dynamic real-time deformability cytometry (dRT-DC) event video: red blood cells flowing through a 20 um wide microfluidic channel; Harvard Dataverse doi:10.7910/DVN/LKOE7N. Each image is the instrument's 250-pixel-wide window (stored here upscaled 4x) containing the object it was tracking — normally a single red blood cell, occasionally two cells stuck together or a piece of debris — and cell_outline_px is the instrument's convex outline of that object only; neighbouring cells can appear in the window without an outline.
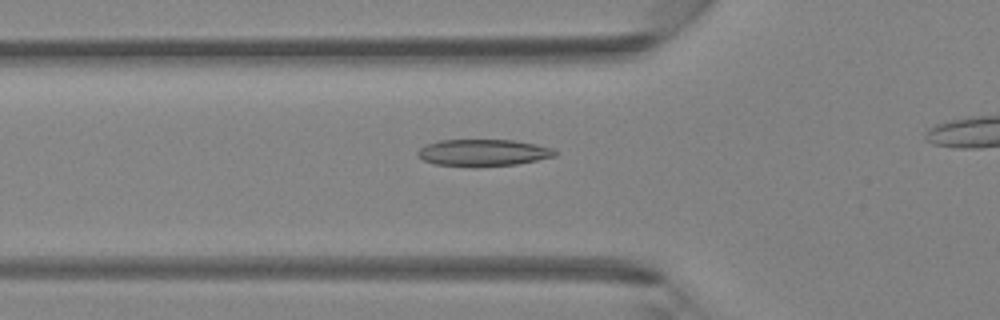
{"species": "Egyptian fruit bat (a non-hibernating species)", "species_latin": "Rousettus aegyptiacus", "temperature_condition": "room temperature", "stored_images_in_passage": 34, "camera_frame_rate_fps": 3000, "um_per_image_px": 0.085, "animal": {"sex": "female"}, "frame": {"image": 1, "passage_image": 11, "time_ms": 3.333, "image_size_px": [1000, 320], "cell_outline_px": [[560, 152], [556, 156], [516, 164], [472, 168], [436, 164], [424, 160], [416, 156], [416, 152], [424, 144], [440, 140], [512, 140], [536, 144], [552, 148]], "centroid_in_image_um": [41.04, 12.99], "position_along_channel_um": 84.8, "area_um2": 21.85}}
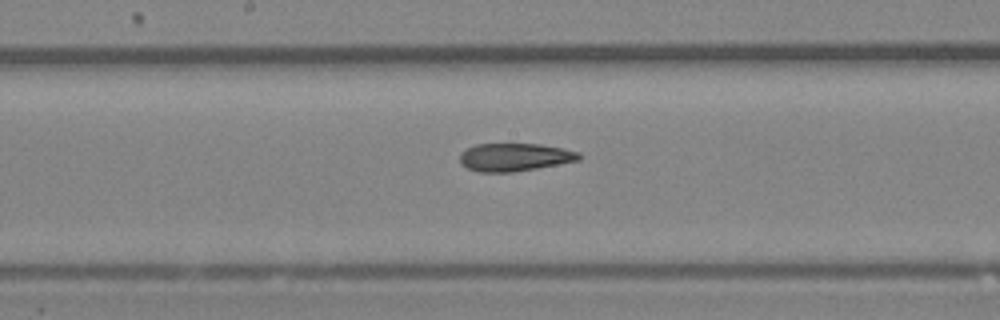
{"frame": {"image": 2, "passage_image": 19, "time_ms": 6.0, "image_size_px": [1000, 320], "cell_outline_px": [[580, 160], [536, 168], [512, 172], [480, 172], [468, 168], [460, 164], [460, 152], [476, 144], [540, 144], [580, 152]], "centroid_in_image_um": [43.72, 13.36], "position_along_channel_um": 204.5, "area_um2": 19.25}}
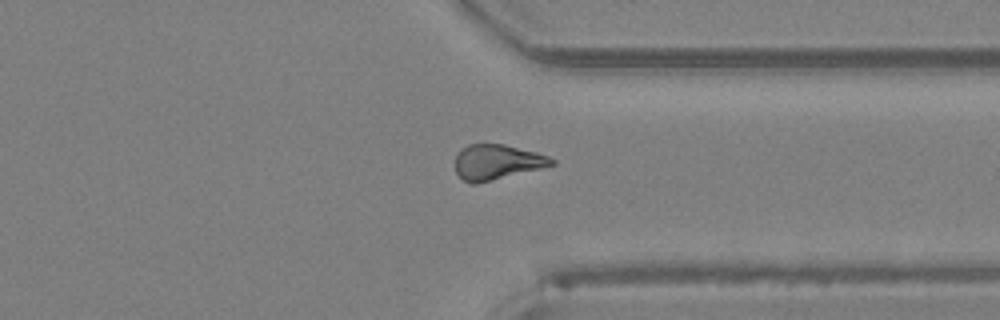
{"frame": {"image": 3, "passage_image": 30, "time_ms": 9.667, "image_size_px": [1000, 320], "cell_outline_px": [[556, 164], [476, 184], [472, 184], [464, 180], [456, 172], [456, 156], [468, 144], [504, 144], [536, 152], [548, 156], [556, 160]], "centroid_in_image_um": [42.26, 13.77], "position_along_channel_um": 369.1, "area_um2": 19.42}}